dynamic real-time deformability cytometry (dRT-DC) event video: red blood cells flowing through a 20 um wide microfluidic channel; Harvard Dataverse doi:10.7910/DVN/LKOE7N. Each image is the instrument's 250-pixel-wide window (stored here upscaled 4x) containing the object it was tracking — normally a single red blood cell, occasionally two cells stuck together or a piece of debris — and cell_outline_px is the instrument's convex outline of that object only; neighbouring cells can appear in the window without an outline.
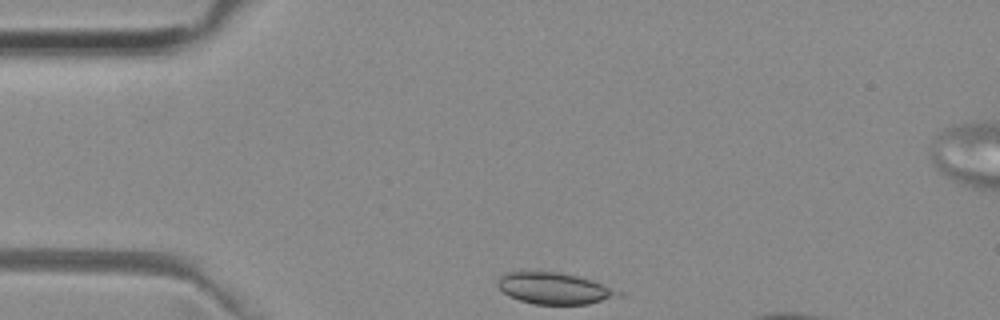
{"species": "common noctule bat (a hibernating species)", "species_latin": "Nyctalus noctula", "temperature_condition": "room temperature", "stored_images_in_passage": 43, "camera_frame_rate_fps": 3000, "um_per_image_px": 0.085, "animal": {"sex": "female", "body_mass_g": 29.2, "forearm_length_mm": 56.3}, "frame": {"image": 1, "passage_image": 1, "time_ms": 0.0, "image_size_px": [1000, 320], "cell_outline_px": [[628, 292], [624, 296], [588, 304], [536, 304], [520, 300], [508, 296], [496, 284], [496, 280], [504, 272], [560, 272], [592, 280]], "centroid_in_image_um": [47.2, 24.51], "position_along_channel_um": 37.8, "area_um2": 22.43}}
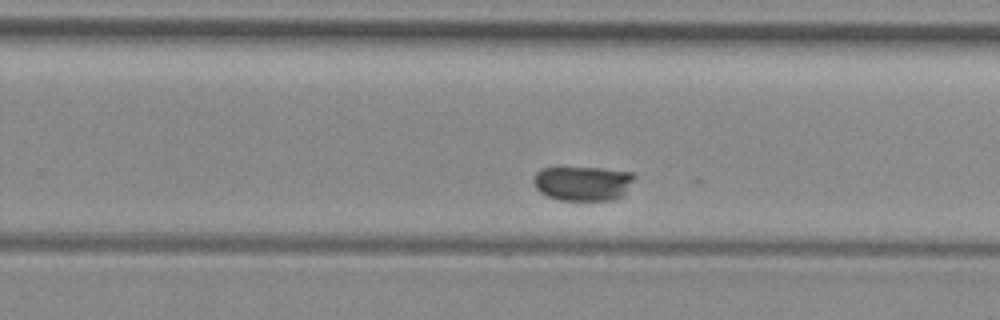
{"frame": {"image": 2, "passage_image": 26, "time_ms": 8.333, "image_size_px": [1000, 320], "cell_outline_px": [[636, 176], [624, 196], [612, 200], [560, 200], [548, 196], [540, 192], [536, 188], [532, 180], [532, 176], [536, 172], [544, 168], [604, 168], [632, 172]], "centroid_in_image_um": [49.56, 15.58], "position_along_channel_um": 280.2, "area_um2": 20.52}}
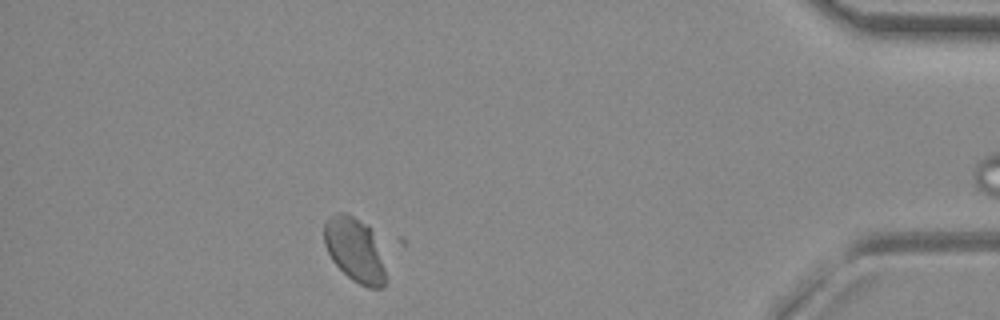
{"frame": {"image": 3, "passage_image": 42, "time_ms": 13.667, "image_size_px": [1000, 320], "cell_outline_px": [[384, 284], [380, 288], [368, 288], [352, 280], [332, 260], [324, 244], [324, 224], [332, 216], [340, 212], [348, 212], [368, 224], [372, 232], [384, 268]], "centroid_in_image_um": [30.11, 21.21], "position_along_channel_um": 405.1, "area_um2": 22.54}}